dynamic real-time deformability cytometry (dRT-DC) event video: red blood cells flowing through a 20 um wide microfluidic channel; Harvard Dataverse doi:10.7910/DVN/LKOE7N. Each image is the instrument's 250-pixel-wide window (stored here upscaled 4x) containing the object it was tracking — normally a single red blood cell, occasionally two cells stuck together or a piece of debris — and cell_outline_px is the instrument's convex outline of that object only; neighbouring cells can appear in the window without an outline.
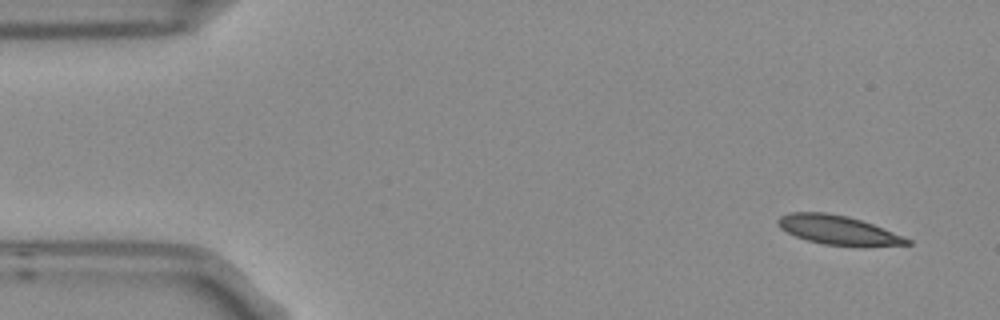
{"species": "Egyptian fruit bat (a non-hibernating species)", "species_latin": "Rousettus aegyptiacus", "temperature_condition": "room temperature", "stored_images_in_passage": 4, "camera_frame_rate_fps": 3000, "um_per_image_px": 0.085, "frame": {"image": 1, "passage_image": 1, "time_ms": 0.0, "image_size_px": [1000, 320], "cell_outline_px": [[912, 244], [824, 244], [808, 240], [796, 236], [780, 228], [776, 220], [780, 216], [792, 212], [828, 212], [848, 216], [872, 224], [912, 240]], "centroid_in_image_um": [71.14, 19.5], "position_along_channel_um": 13.9, "area_um2": 20.92}}
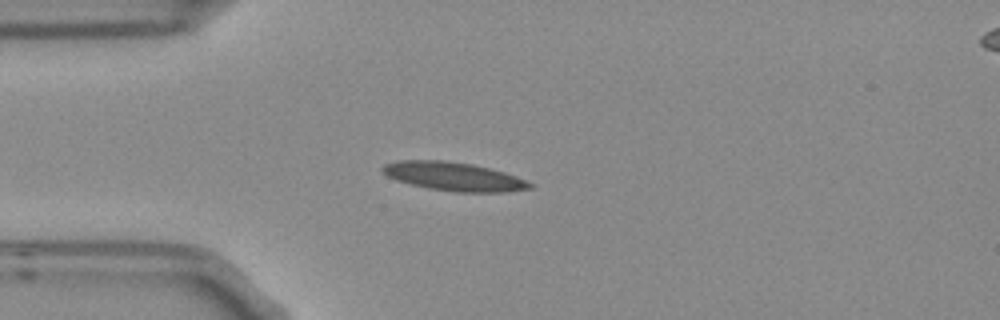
{"frame": {"image": 2, "passage_image": 4, "time_ms": 1.0, "image_size_px": [1000, 320], "cell_outline_px": [[536, 184], [532, 188], [504, 192], [456, 192], [428, 188], [408, 184], [396, 180], [380, 172], [380, 168], [384, 164], [396, 160], [444, 160], [472, 164], [504, 172], [516, 176]], "centroid_in_image_um": [38.54, 15.0], "position_along_channel_um": 46.5, "area_um2": 24.8}}